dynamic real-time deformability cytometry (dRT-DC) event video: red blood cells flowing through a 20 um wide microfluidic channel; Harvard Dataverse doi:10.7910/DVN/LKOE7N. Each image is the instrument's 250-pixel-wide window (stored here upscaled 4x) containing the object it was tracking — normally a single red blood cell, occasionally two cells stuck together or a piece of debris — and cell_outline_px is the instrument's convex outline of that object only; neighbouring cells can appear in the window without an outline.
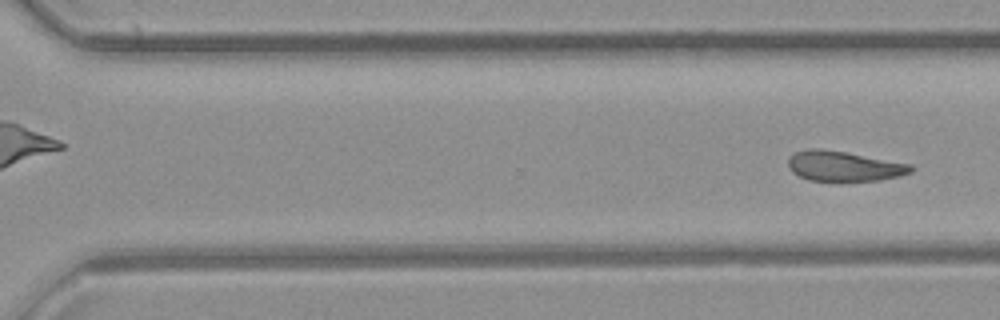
{"species": "common noctule bat (a hibernating species)", "species_latin": "Nyctalus noctula", "temperature_condition": "room temperature", "stored_images_in_passage": 8, "segment_of_instrument_passage": [2, 2], "camera_frame_rate_fps": 3000, "um_per_image_px": 0.085, "animal": {"sex": "female", "body_mass_g": 21.9}, "frame": {"image": 1, "passage_image": 8, "time_ms": 8.667, "image_size_px": [1000, 320], "cell_outline_px": [[912, 172], [900, 176], [880, 180], [808, 180], [792, 172], [788, 168], [788, 156], [796, 152], [808, 148], [820, 148], [844, 152], [912, 164]], "centroid_in_image_um": [71.7, 14.11], "position_along_channel_um": 298.9, "area_um2": 21.33}}